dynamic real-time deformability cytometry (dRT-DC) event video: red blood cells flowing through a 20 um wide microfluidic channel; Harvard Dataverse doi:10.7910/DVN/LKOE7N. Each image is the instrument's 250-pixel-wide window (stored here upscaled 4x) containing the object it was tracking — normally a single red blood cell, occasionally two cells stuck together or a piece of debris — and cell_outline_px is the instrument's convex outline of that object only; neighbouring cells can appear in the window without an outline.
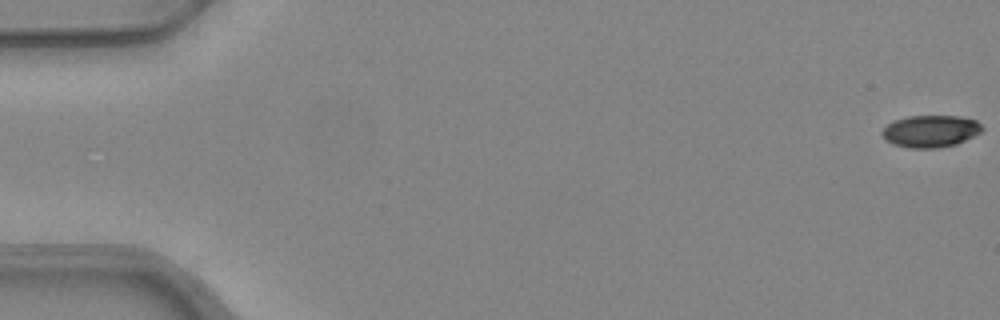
{"species": "common noctule bat (a hibernating species)", "species_latin": "Nyctalus noctula", "temperature_condition": "warm", "stored_images_in_passage": 16, "camera_frame_rate_fps": 3000, "um_per_image_px": 0.085, "animal": {"sex": "female", "body_mass_g": 24.6, "forearm_length_mm": 56.2}, "frame": {"image": 1, "passage_image": 1, "time_ms": 0.0, "image_size_px": [1000, 320], "cell_outline_px": [[984, 128], [980, 132], [956, 144], [940, 148], [908, 148], [892, 144], [880, 132], [888, 124], [896, 120], [908, 116], [960, 116], [976, 120]], "centroid_in_image_um": [79.1, 11.15], "position_along_channel_um": 5.9, "area_um2": 18.55}}
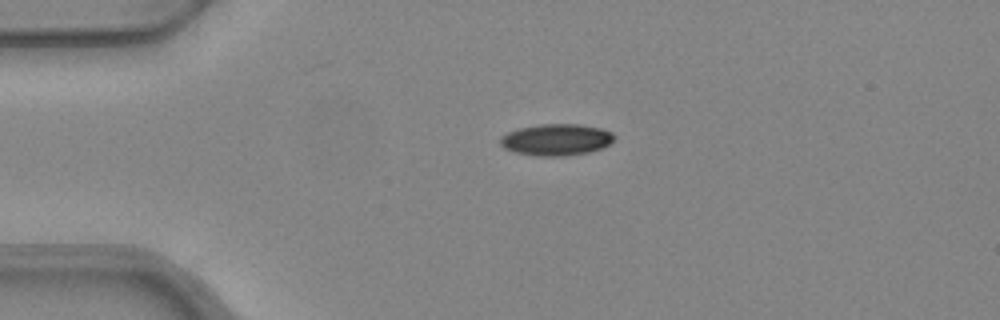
{"frame": {"image": 2, "passage_image": 13, "time_ms": 4.0, "image_size_px": [1000, 320], "cell_outline_px": [[616, 136], [608, 144], [600, 148], [588, 152], [568, 156], [536, 156], [512, 152], [504, 148], [500, 144], [500, 136], [508, 132], [520, 128], [540, 124], [580, 124], [600, 128], [612, 132]], "centroid_in_image_um": [47.25, 11.88], "position_along_channel_um": 37.7, "area_um2": 21.04}}